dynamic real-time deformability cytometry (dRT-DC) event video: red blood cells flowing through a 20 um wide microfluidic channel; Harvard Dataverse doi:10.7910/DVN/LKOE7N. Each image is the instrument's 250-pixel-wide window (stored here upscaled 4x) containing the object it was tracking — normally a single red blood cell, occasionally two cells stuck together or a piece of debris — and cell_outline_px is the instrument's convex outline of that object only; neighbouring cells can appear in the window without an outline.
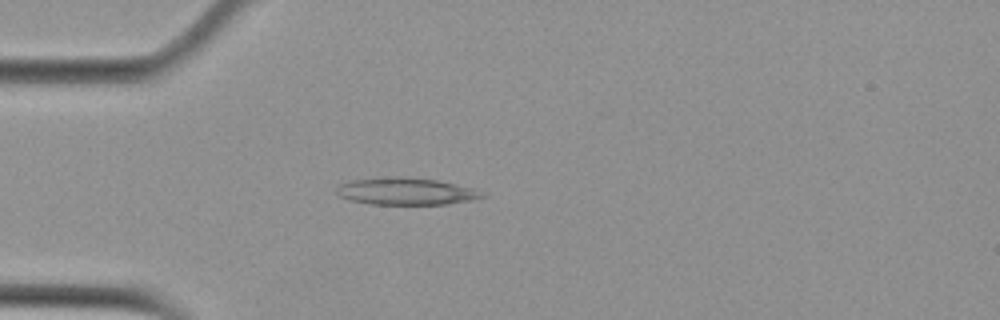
{"species": "Egyptian fruit bat (a non-hibernating species)", "species_latin": "Rousettus aegyptiacus", "temperature_condition": "cold", "stored_images_in_passage": 47, "camera_frame_rate_fps": 3000, "um_per_image_px": 0.085, "animal": {"sex": "female"}, "frame": {"image": 1, "passage_image": 15, "time_ms": 4.667, "image_size_px": [1000, 320], "cell_outline_px": [[488, 196], [472, 200], [448, 204], [372, 204], [348, 200], [340, 196], [336, 192], [340, 184], [348, 180], [436, 180], [476, 188]], "centroid_in_image_um": [34.6, 16.32], "position_along_channel_um": 50.4, "area_um2": 21.79}}
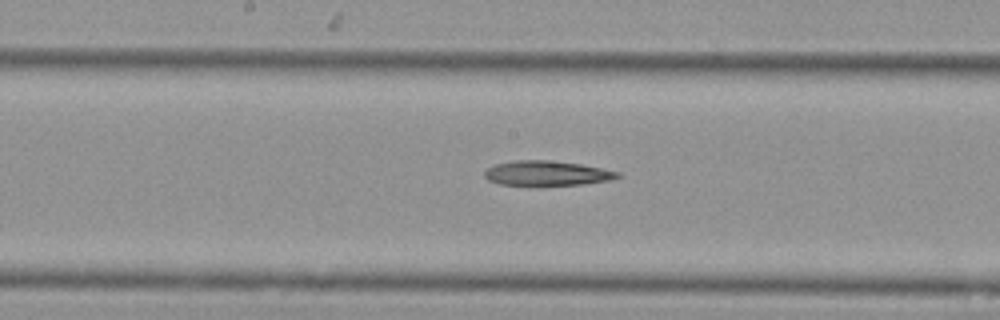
{"frame": {"image": 2, "passage_image": 28, "time_ms": 9.0, "image_size_px": [1000, 320], "cell_outline_px": [[620, 176], [608, 180], [584, 184], [500, 184], [488, 180], [484, 176], [484, 172], [488, 168], [496, 164], [516, 160], [548, 160], [580, 164], [620, 172]], "centroid_in_image_um": [46.47, 14.71], "position_along_channel_um": 201.7, "area_um2": 18.67}}
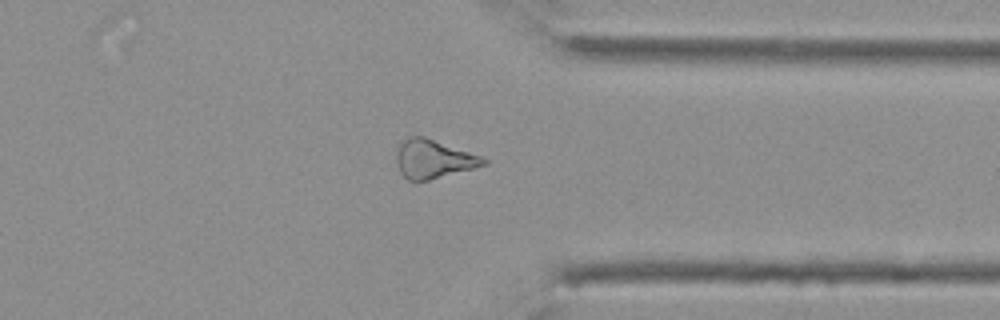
{"frame": {"image": 3, "passage_image": 42, "time_ms": 13.667, "image_size_px": [1000, 320], "cell_outline_px": [[488, 164], [416, 184], [408, 180], [400, 172], [396, 160], [396, 152], [400, 144], [408, 136], [424, 136], [480, 156], [488, 160]], "centroid_in_image_um": [36.81, 13.55], "position_along_channel_um": 374.6, "area_um2": 19.71}}